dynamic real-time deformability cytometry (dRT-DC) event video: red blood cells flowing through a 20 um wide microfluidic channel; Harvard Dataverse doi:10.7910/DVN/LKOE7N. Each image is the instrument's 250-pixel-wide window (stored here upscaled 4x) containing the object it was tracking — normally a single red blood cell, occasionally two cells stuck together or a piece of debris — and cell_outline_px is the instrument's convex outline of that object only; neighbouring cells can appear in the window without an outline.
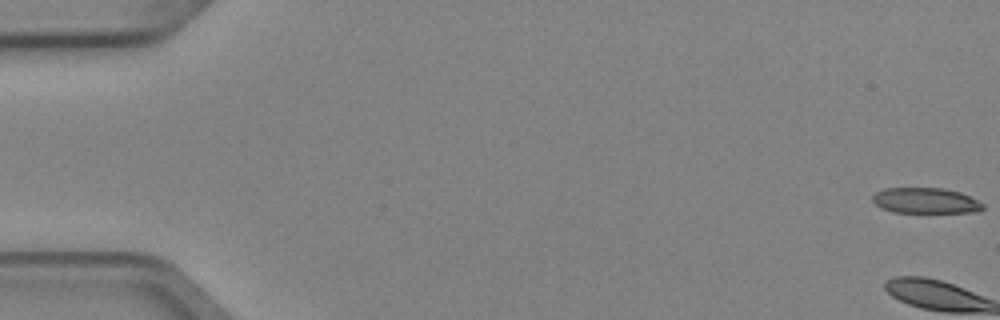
{"species": "Egyptian fruit bat (a non-hibernating species)", "species_latin": "Rousettus aegyptiacus", "temperature_condition": "cold", "stored_images_in_passage": 8, "camera_frame_rate_fps": 3000, "um_per_image_px": 0.085, "animal": {"sex": "female"}, "frame": {"image": 1, "passage_image": 1, "time_ms": 0.0, "image_size_px": [1000, 320], "cell_outline_px": [[984, 208], [980, 212], [892, 212], [876, 204], [872, 200], [872, 196], [876, 192], [884, 188], [944, 188], [960, 192], [984, 204]], "centroid_in_image_um": [78.69, 17.05], "position_along_channel_um": 6.3, "area_um2": 16.36}}
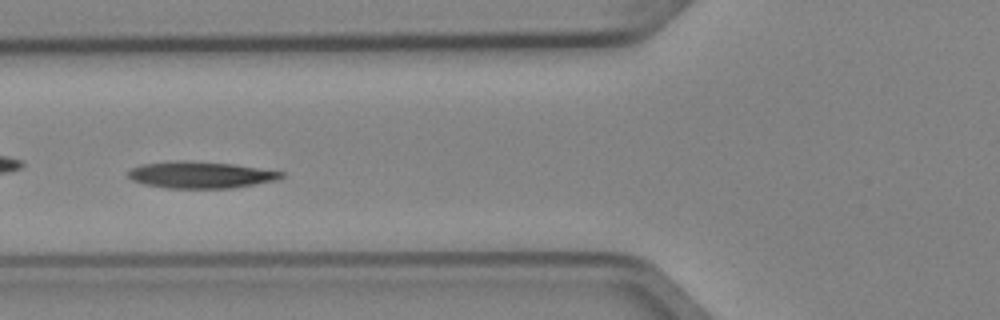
{"frame": {"image": 2, "passage_image": 7, "time_ms": 2.0, "image_size_px": [1000, 320], "cell_outline_px": [[284, 176], [276, 180], [256, 184], [232, 188], [164, 188], [144, 184], [132, 180], [128, 176], [128, 168], [140, 164], [176, 160], [184, 160], [232, 164], [284, 172]], "centroid_in_image_um": [16.99, 14.86], "position_along_channel_um": 108.8, "area_um2": 23.93}}